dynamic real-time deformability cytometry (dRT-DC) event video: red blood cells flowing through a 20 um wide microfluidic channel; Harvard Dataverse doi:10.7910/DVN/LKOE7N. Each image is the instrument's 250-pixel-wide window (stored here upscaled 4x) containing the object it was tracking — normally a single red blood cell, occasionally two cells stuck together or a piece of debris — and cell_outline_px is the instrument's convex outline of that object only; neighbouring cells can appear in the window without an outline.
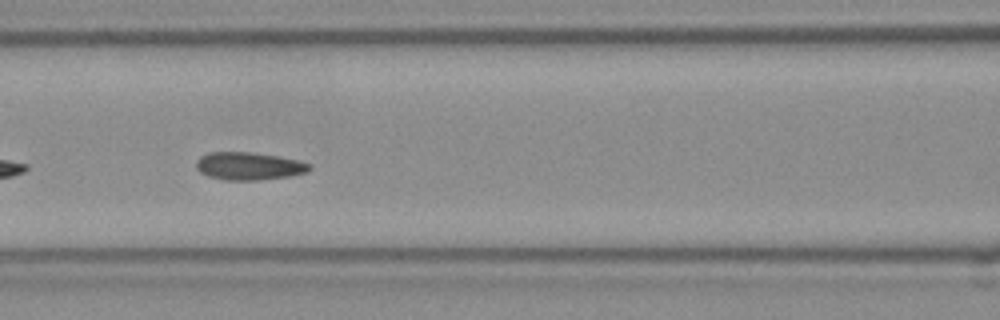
{"species": "Egyptian fruit bat (a non-hibernating species)", "species_latin": "Rousettus aegyptiacus", "temperature_condition": "room temperature", "stored_images_in_passage": 24, "camera_frame_rate_fps": 3000, "um_per_image_px": 0.085, "frame": {"image": 1, "passage_image": 8, "time_ms": 2.333, "image_size_px": [1000, 320], "cell_outline_px": [[312, 168], [308, 172], [288, 176], [260, 180], [224, 180], [208, 176], [200, 172], [196, 168], [196, 160], [200, 156], [208, 152], [248, 152], [276, 156], [296, 160], [312, 164]], "centroid_in_image_um": [21.13, 14.12], "position_along_channel_um": 145.5, "area_um2": 18.32}}
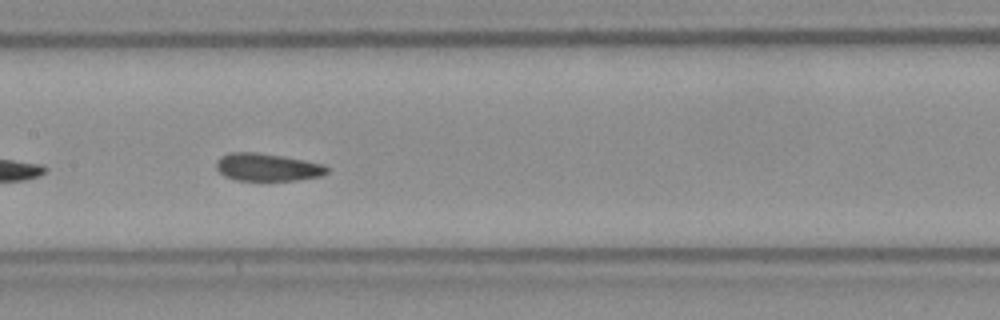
{"frame": {"image": 2, "passage_image": 11, "time_ms": 3.333, "image_size_px": [1000, 320], "cell_outline_px": [[328, 172], [320, 176], [296, 180], [236, 180], [224, 176], [216, 168], [216, 160], [220, 156], [228, 152], [256, 152], [280, 156], [324, 164], [328, 168]], "centroid_in_image_um": [22.68, 14.21], "position_along_channel_um": 184.7, "area_um2": 17.74}}